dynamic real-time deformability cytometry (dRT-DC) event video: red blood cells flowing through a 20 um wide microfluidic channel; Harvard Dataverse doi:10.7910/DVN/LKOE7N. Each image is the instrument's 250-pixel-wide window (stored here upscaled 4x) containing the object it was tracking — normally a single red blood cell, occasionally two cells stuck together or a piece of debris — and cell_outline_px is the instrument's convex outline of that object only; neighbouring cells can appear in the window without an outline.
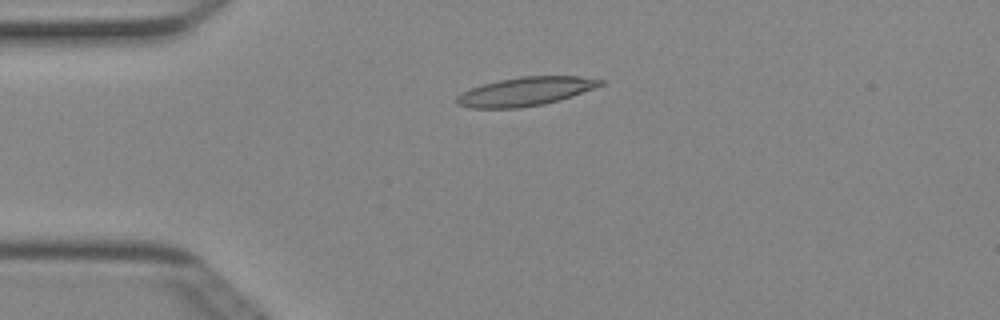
{"species": "Egyptian fruit bat (a non-hibernating species)", "species_latin": "Rousettus aegyptiacus", "temperature_condition": "cold", "stored_images_in_passage": 4, "camera_frame_rate_fps": 3000, "um_per_image_px": 0.085, "animal": {"sex": "female"}, "frame": {"image": 1, "passage_image": 4, "time_ms": 1.0, "image_size_px": [1000, 320], "cell_outline_px": [[604, 84], [596, 88], [560, 100], [544, 104], [520, 108], [468, 108], [456, 104], [456, 96], [460, 92], [468, 88], [500, 80], [520, 76], [580, 76], [604, 80]], "centroid_in_image_um": [44.65, 7.78], "position_along_channel_um": 40.3, "area_um2": 24.28}}